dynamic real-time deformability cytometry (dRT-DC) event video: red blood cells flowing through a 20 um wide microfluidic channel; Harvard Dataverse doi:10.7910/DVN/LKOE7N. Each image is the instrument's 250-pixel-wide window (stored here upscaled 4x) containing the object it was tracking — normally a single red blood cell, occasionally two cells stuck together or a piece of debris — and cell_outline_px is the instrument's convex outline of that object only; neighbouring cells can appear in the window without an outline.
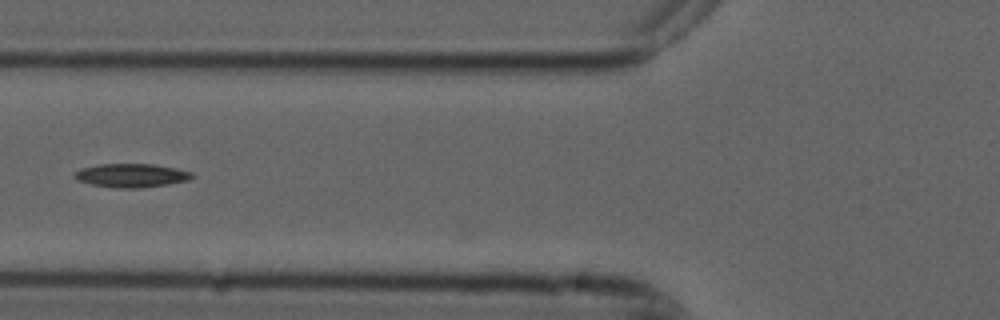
{"species": "common noctule bat (a hibernating species)", "species_latin": "Nyctalus noctula", "temperature_condition": "cold", "stored_images_in_passage": 4, "camera_frame_rate_fps": 3000, "um_per_image_px": 0.085, "animal": {"sex": "male", "forearm_length_mm": 52.5}, "frame": {"image": 1, "passage_image": 4, "time_ms": 1.0, "image_size_px": [1000, 320], "cell_outline_px": [[196, 176], [188, 180], [168, 184], [136, 188], [124, 188], [92, 184], [80, 180], [72, 176], [76, 172], [84, 168], [100, 164], [152, 164], [176, 168], [192, 172]], "centroid_in_image_um": [11.24, 14.9], "position_along_channel_um": 114.6, "area_um2": 15.84}}